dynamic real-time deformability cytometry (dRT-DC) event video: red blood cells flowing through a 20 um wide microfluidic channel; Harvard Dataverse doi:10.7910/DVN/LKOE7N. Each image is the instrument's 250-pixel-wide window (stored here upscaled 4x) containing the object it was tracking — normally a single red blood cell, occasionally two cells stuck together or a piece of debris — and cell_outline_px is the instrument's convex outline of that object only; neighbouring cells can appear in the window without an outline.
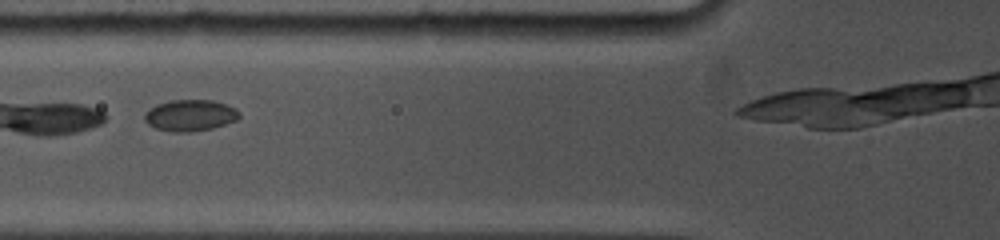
{"species": "common noctule bat (a hibernating species)", "species_latin": "Nyctalus noctula", "temperature_condition": "cold", "stored_images_in_passage": 4, "camera_frame_rate_fps": 5000, "um_per_image_px": 0.085, "animal": {"sex": "female", "body_mass_g": 19.0, "forearm_length_mm": 53.3}, "frame": {"image": 1, "passage_image": 2, "time_ms": 1.0, "image_size_px": [1000, 240], "cell_outline_px": [[240, 116], [236, 120], [212, 128], [192, 132], [172, 132], [156, 128], [148, 124], [144, 120], [144, 112], [156, 104], [172, 100], [212, 100], [236, 108], [240, 112]], "centroid_in_image_um": [16.14, 9.81], "position_along_channel_um": 109.7, "area_um2": 17.34}}